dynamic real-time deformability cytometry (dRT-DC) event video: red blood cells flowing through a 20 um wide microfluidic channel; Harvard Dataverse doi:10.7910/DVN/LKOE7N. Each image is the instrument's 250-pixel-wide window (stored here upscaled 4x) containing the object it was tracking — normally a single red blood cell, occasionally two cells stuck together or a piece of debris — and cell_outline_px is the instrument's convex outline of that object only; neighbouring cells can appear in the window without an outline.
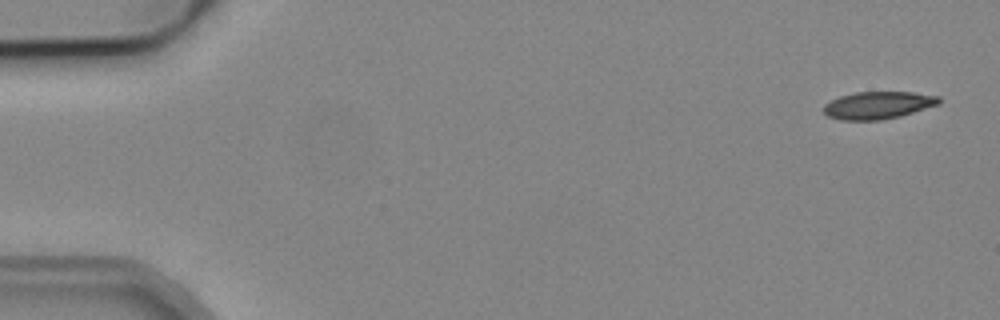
{"species": "common noctule bat (a hibernating species)", "species_latin": "Nyctalus noctula", "temperature_condition": "cold", "stored_images_in_passage": 52, "camera_frame_rate_fps": 3000, "um_per_image_px": 0.085, "animal": {"sex": "male", "body_mass_g": 19.2, "forearm_length_mm": 51.8}, "frame": {"image": 1, "passage_image": 2, "time_ms": 0.333, "image_size_px": [1000, 320], "cell_outline_px": [[940, 104], [900, 116], [880, 120], [840, 120], [828, 116], [824, 112], [824, 104], [840, 96], [856, 92], [912, 92], [940, 96]], "centroid_in_image_um": [74.65, 8.94], "position_along_channel_um": 10.4, "area_um2": 18.38}}
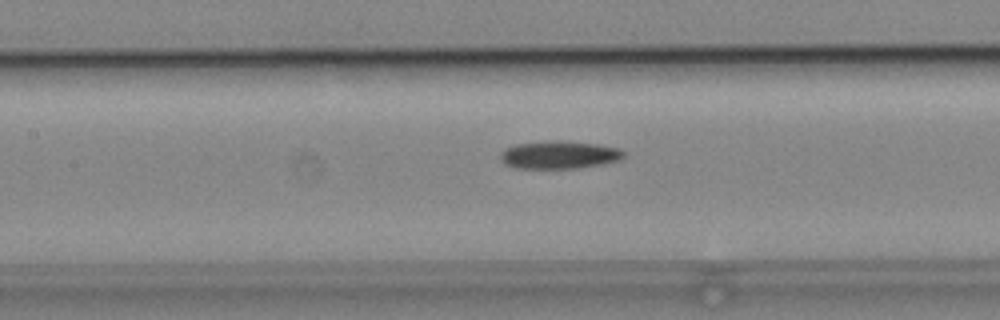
{"frame": {"image": 2, "passage_image": 24, "time_ms": 7.667, "image_size_px": [1000, 320], "cell_outline_px": [[624, 156], [620, 160], [604, 164], [576, 168], [512, 168], [504, 164], [500, 160], [500, 152], [504, 148], [516, 144], [556, 140], [560, 140], [596, 144], [620, 148], [624, 152]], "centroid_in_image_um": [47.5, 13.16], "position_along_channel_um": 159.9, "area_um2": 20.17}}
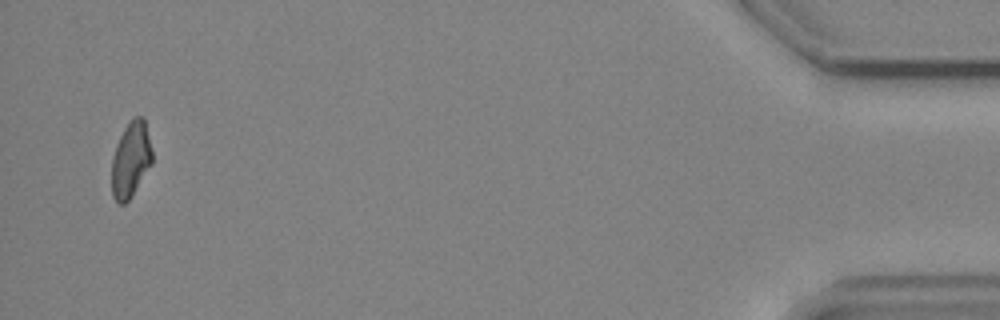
{"frame": {"image": 3, "passage_image": 51, "time_ms": 16.667, "image_size_px": [1000, 320], "cell_outline_px": [[152, 164], [132, 196], [124, 204], [120, 204], [112, 196], [112, 156], [116, 144], [124, 128], [132, 116], [144, 116], [152, 148]], "centroid_in_image_um": [11.13, 13.53], "position_along_channel_um": 424.1, "area_um2": 18.09}}